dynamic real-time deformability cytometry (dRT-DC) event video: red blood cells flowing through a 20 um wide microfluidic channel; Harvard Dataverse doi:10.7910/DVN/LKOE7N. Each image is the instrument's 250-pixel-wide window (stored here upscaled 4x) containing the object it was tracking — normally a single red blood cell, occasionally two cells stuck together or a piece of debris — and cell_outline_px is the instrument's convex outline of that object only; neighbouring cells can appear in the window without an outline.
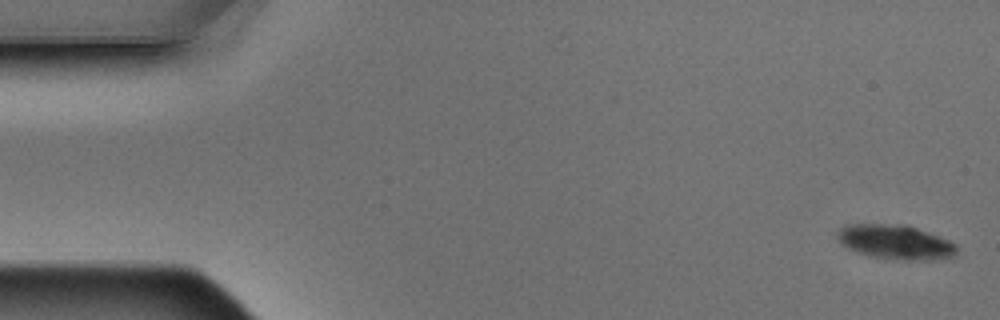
{"species": "Egyptian fruit bat (a non-hibernating species)", "species_latin": "Rousettus aegyptiacus", "temperature_condition": "warm", "stored_images_in_passage": 4, "camera_frame_rate_fps": 3000, "um_per_image_px": 0.085, "animal": {"sex": "male"}, "frame": {"image": 1, "passage_image": 1, "time_ms": 0.0, "image_size_px": [1000, 320], "cell_outline_px": [[956, 256], [936, 260], [892, 260], [872, 256], [848, 248], [840, 244], [836, 236], [836, 232], [844, 224], [908, 224], [948, 240], [956, 244]], "centroid_in_image_um": [76.1, 20.57], "position_along_channel_um": 8.9, "area_um2": 24.28}}
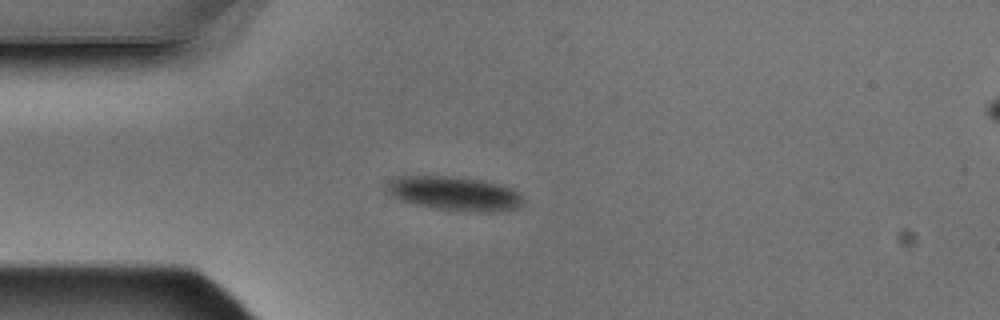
{"frame": {"image": 2, "passage_image": 4, "time_ms": 1.0, "image_size_px": [1000, 320], "cell_outline_px": [[524, 200], [520, 208], [500, 212], [472, 212], [436, 208], [416, 204], [392, 196], [388, 192], [388, 184], [392, 180], [400, 176], [448, 176], [480, 180], [496, 184], [508, 188], [516, 192]], "centroid_in_image_um": [38.68, 16.47], "position_along_channel_um": 46.3, "area_um2": 26.59}}